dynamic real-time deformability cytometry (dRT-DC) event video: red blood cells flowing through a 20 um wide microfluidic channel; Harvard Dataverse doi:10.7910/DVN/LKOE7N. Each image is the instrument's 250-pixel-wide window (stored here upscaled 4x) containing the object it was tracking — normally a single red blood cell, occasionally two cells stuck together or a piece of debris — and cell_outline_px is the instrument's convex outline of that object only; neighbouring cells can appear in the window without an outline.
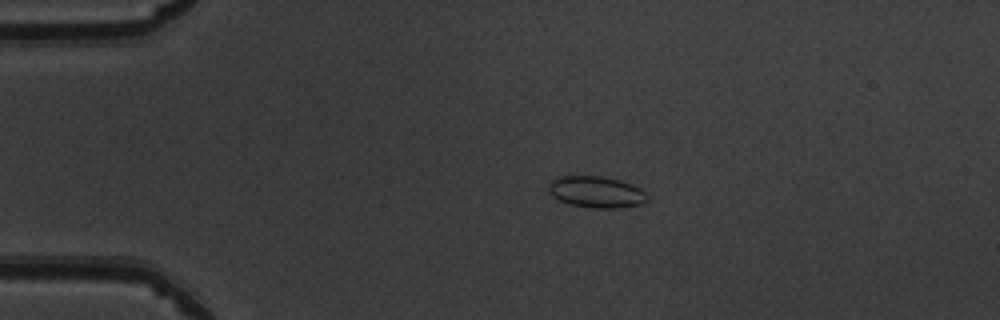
{"species": "common noctule bat (a hibernating species)", "species_latin": "Nyctalus noctula", "temperature_condition": "warm", "stored_images_in_passage": 51, "camera_frame_rate_fps": 3000, "um_per_image_px": 0.085, "animal": {"sex": "male", "body_mass_g": 19.5, "forearm_length_mm": 54.6}, "frame": {"image": 1, "passage_image": 11, "time_ms": 3.333, "image_size_px": [1000, 320], "cell_outline_px": [[648, 196], [640, 204], [616, 208], [592, 208], [572, 204], [560, 200], [552, 196], [548, 192], [548, 184], [552, 180], [560, 176], [600, 176], [620, 180], [632, 184], [640, 188]], "centroid_in_image_um": [50.65, 16.31], "position_along_channel_um": 34.3, "area_um2": 17.92}}
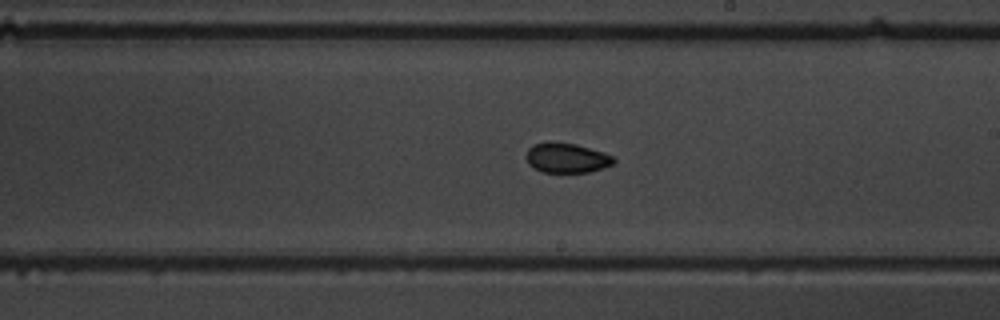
{"frame": {"image": 2, "passage_image": 30, "time_ms": 9.667, "image_size_px": [1000, 320], "cell_outline_px": [[616, 160], [612, 164], [604, 168], [588, 172], [544, 172], [532, 168], [528, 164], [524, 156], [528, 148], [532, 144], [548, 140], [576, 144], [604, 152], [612, 156]], "centroid_in_image_um": [48.11, 13.4], "position_along_channel_um": 240.9, "area_um2": 15.61}}
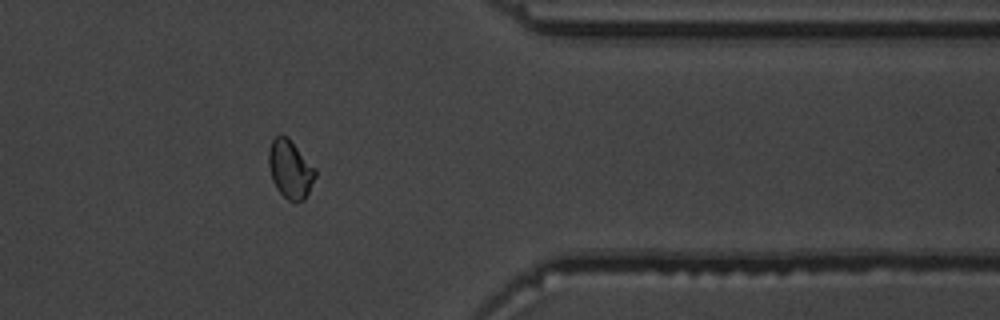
{"frame": {"image": 3, "passage_image": 42, "time_ms": 13.667, "image_size_px": [1000, 320], "cell_outline_px": [[316, 176], [304, 200], [288, 200], [276, 188], [272, 180], [268, 164], [268, 148], [272, 140], [276, 136], [288, 136], [316, 168]], "centroid_in_image_um": [24.66, 14.35], "position_along_channel_um": 386.7, "area_um2": 15.84}, "authors_computed_cell_mechanics": {"area_um2": 15.8372, "velocity_mm_per_s": 3.9805, "shape_relaxation_time_tau1_ms": 4.6348, "shape_relaxation_time_tau2_ms": 1.6796, "deformation_change_tau1": 0.0769, "deformation_change_tau2": 0.0493}}